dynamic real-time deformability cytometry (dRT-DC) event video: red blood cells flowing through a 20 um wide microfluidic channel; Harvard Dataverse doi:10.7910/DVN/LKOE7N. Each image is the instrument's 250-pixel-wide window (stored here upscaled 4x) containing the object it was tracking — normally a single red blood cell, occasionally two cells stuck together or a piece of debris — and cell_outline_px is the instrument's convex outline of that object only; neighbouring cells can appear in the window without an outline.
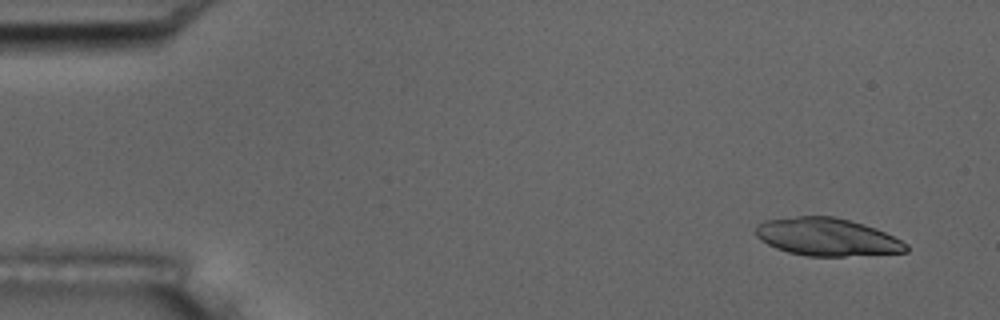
{"species": "common noctule bat (a hibernating species)", "species_latin": "Nyctalus noctula", "temperature_condition": "room temperature", "stored_images_in_passage": 20, "camera_frame_rate_fps": 3000, "um_per_image_px": 0.085, "animal": {"sex": "male", "body_mass_g": 17.5, "forearm_length_mm": 52.3}, "frame": {"image": 1, "passage_image": 4, "time_ms": 1.0, "image_size_px": [1000, 320], "cell_outline_px": [[908, 252], [844, 256], [808, 256], [788, 252], [776, 248], [768, 244], [756, 236], [756, 228], [764, 220], [796, 216], [836, 216], [852, 220], [876, 228], [908, 244]], "centroid_in_image_um": [70.31, 20.14], "position_along_channel_um": 14.7, "area_um2": 33.06}}